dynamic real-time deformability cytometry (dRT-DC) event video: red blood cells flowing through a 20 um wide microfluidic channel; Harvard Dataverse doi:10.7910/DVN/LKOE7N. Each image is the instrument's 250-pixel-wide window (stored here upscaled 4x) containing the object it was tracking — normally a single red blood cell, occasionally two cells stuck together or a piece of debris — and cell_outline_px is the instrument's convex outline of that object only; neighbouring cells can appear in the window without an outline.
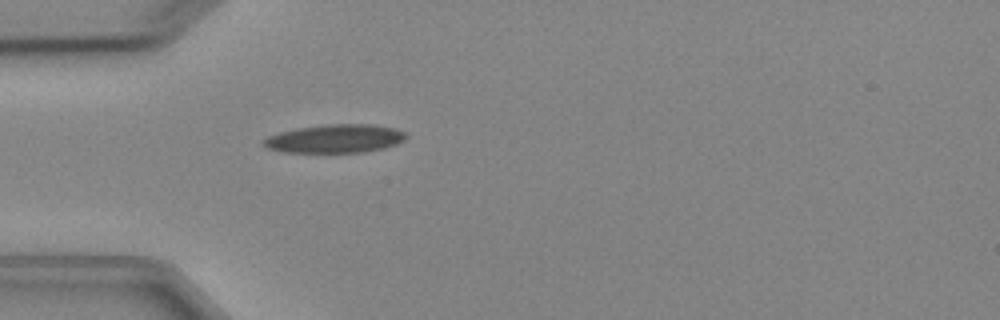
{"species": "Egyptian fruit bat (a non-hibernating species)", "species_latin": "Rousettus aegyptiacus", "temperature_condition": "cold", "stored_images_in_passage": 5, "camera_frame_rate_fps": 3000, "um_per_image_px": 0.085, "animal": {"sex": "female"}, "frame": {"image": 1, "passage_image": 5, "time_ms": 4.667, "image_size_px": [1000, 320], "cell_outline_px": [[408, 136], [404, 140], [396, 144], [384, 148], [364, 152], [284, 152], [268, 148], [260, 144], [268, 136], [280, 132], [296, 128], [328, 124], [372, 124], [392, 128], [404, 132]], "centroid_in_image_um": [28.47, 11.78], "position_along_channel_um": 56.5, "area_um2": 23.52}}